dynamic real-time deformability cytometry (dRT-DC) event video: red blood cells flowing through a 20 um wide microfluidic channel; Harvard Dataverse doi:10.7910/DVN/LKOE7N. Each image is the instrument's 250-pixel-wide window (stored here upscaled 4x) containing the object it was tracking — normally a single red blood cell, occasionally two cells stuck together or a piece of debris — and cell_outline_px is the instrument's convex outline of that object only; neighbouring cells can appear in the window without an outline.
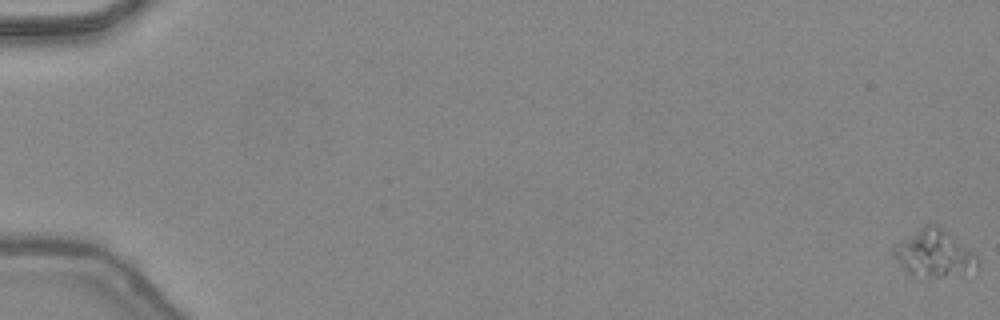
{"species": "common noctule bat (a hibernating species)", "species_latin": "Nyctalus noctula", "temperature_condition": "warm", "stored_images_in_passage": 50, "camera_frame_rate_fps": 3000, "um_per_image_px": 0.085, "animal": {"sex": "female", "body_mass_g": 24.6, "forearm_length_mm": 56.2}, "frame": {"image": 1, "passage_image": 1, "time_ms": 0.0, "image_size_px": [1000, 320], "cell_outline_px": [[980, 264], [976, 268], [940, 276], [936, 276], [908, 272], [900, 264], [892, 252], [892, 244], [924, 224], [932, 220], [944, 228], [972, 252], [980, 260]], "centroid_in_image_um": [79.34, 21.42], "position_along_channel_um": 5.7, "area_um2": 22.54}}
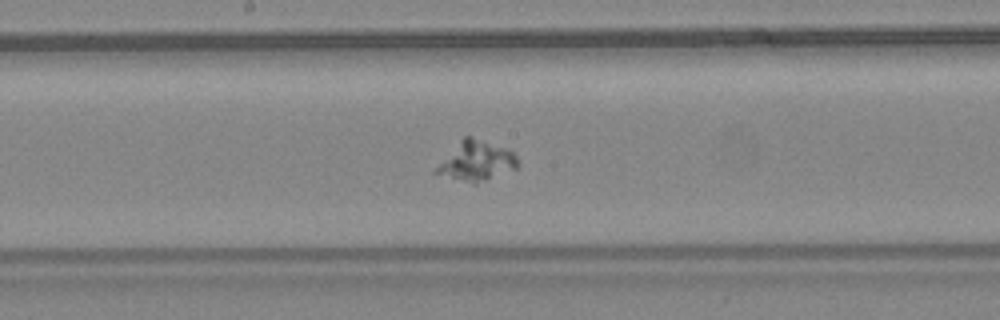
{"frame": {"image": 2, "passage_image": 28, "time_ms": 9.0, "image_size_px": [1000, 320], "cell_outline_px": [[520, 164], [516, 168], [476, 184], [472, 184], [432, 172], [460, 140], [464, 136], [472, 136], [504, 148], [512, 152], [516, 156]], "centroid_in_image_um": [40.5, 13.7], "position_along_channel_um": 207.7, "area_um2": 18.44}}
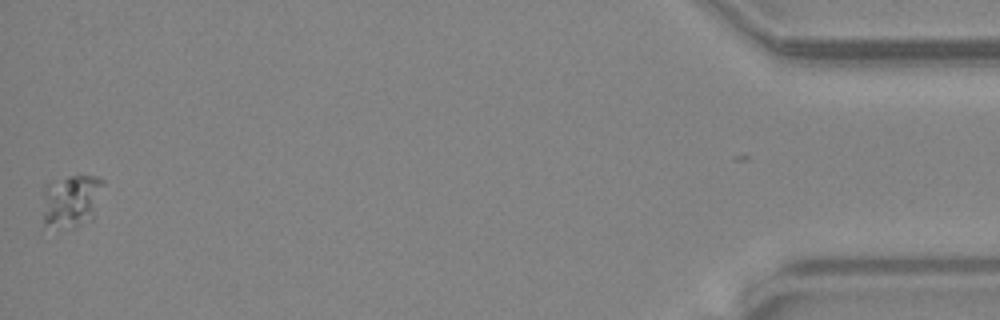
{"frame": {"image": 3, "passage_image": 49, "time_ms": 16.0, "image_size_px": [1000, 320], "cell_outline_px": [[104, 180], [92, 220], [72, 228], [60, 228], [44, 224], [44, 188], [68, 176], [96, 176]], "centroid_in_image_um": [6.09, 17.09], "position_along_channel_um": 429.1, "area_um2": 18.15}}